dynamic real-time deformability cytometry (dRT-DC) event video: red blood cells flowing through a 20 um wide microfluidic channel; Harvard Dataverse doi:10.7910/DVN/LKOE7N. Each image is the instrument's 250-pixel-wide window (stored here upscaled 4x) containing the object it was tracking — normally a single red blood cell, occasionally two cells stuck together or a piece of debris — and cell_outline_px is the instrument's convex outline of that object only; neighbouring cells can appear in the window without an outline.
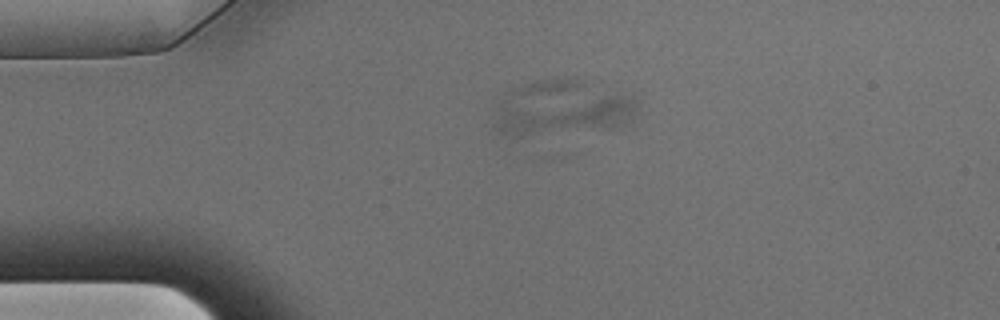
{"species": "Egyptian fruit bat (a non-hibernating species)", "species_latin": "Rousettus aegyptiacus", "temperature_condition": "warm", "stored_images_in_passage": 16, "camera_frame_rate_fps": 3000, "um_per_image_px": 0.085, "animal": {"sex": "male"}, "frame": {"image": 1, "passage_image": 12, "time_ms": 3.667, "image_size_px": [1000, 320], "cell_outline_px": [[636, 112], [624, 124], [616, 128], [520, 136], [500, 132], [496, 128], [496, 124], [500, 104], [504, 100], [604, 96], [628, 96], [636, 104]], "centroid_in_image_um": [47.9, 9.75], "position_along_channel_um": 37.1, "area_um2": 32.71}}